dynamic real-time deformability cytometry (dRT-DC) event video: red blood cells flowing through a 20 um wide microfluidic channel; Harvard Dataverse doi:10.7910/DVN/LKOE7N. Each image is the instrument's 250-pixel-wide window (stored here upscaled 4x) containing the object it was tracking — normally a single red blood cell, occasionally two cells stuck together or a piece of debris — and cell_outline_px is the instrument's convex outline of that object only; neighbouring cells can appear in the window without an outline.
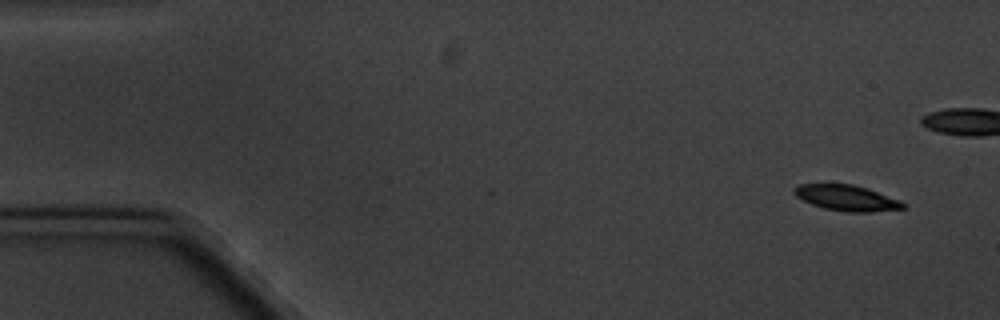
{"species": "common noctule bat (a hibernating species)", "species_latin": "Nyctalus noctula", "temperature_condition": "cold", "stored_images_in_passage": 13, "camera_frame_rate_fps": 3000, "um_per_image_px": 0.085, "animal": {"sex": "male", "body_mass_g": 20.1, "forearm_length_mm": 53.5}, "frame": {"image": 1, "passage_image": 1, "time_ms": 0.0, "image_size_px": [1000, 320], "cell_outline_px": [[904, 208], [872, 212], [844, 212], [824, 208], [812, 204], [796, 196], [792, 192], [792, 188], [800, 184], [852, 184], [900, 200], [904, 204]], "centroid_in_image_um": [71.91, 16.83], "position_along_channel_um": 13.1, "area_um2": 16.07}}
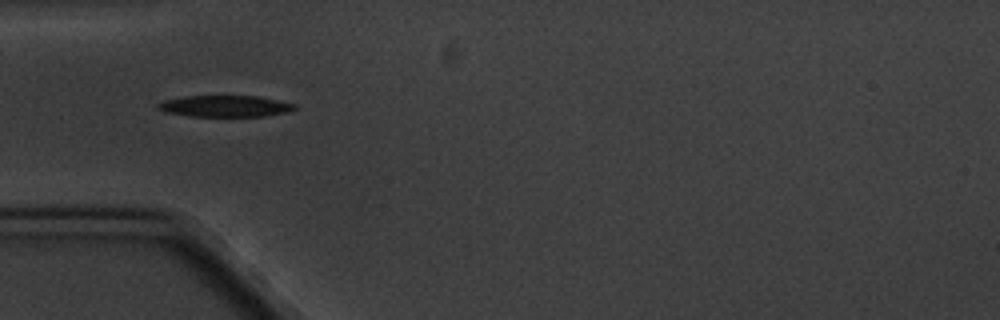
{"frame": {"image": 2, "passage_image": 6, "time_ms": 6.667, "image_size_px": [1000, 320], "cell_outline_px": [[296, 108], [288, 112], [264, 116], [192, 116], [164, 112], [156, 108], [156, 104], [164, 100], [184, 96], [256, 96], [296, 104]], "centroid_in_image_um": [19.09, 9.02], "position_along_channel_um": 65.9, "area_um2": 16.99}}
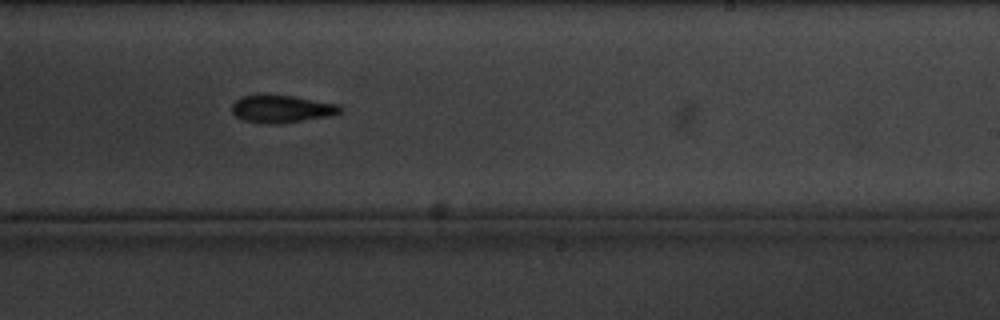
{"frame": {"image": 3, "passage_image": 11, "time_ms": 12.667, "image_size_px": [1000, 320], "cell_outline_px": [[344, 108], [340, 112], [328, 116], [276, 124], [264, 124], [244, 120], [236, 116], [232, 112], [232, 104], [236, 100], [244, 96], [260, 92], [264, 92], [292, 96], [340, 104]], "centroid_in_image_um": [23.9, 9.22], "position_along_channel_um": 265.1, "area_um2": 17.74}}